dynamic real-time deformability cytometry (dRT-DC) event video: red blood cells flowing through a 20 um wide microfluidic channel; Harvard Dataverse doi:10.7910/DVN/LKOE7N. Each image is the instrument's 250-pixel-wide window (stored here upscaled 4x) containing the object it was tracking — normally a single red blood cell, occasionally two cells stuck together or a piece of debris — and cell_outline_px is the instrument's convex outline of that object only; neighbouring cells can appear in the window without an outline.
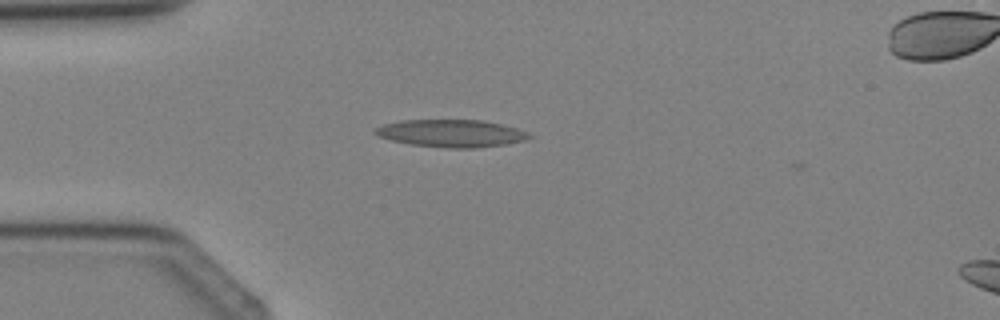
{"species": "Egyptian fruit bat (a non-hibernating species)", "species_latin": "Rousettus aegyptiacus", "temperature_condition": "cold", "stored_images_in_passage": 4, "camera_frame_rate_fps": 3000, "um_per_image_px": 0.085, "animal": {"sex": "female"}, "frame": {"image": 1, "passage_image": 3, "time_ms": 3.0, "image_size_px": [1000, 320], "cell_outline_px": [[536, 136], [524, 140], [504, 144], [476, 148], [448, 148], [412, 144], [392, 140], [380, 136], [372, 132], [372, 128], [384, 124], [400, 120], [480, 120], [500, 124], [516, 128], [528, 132]], "centroid_in_image_um": [38.35, 11.33], "position_along_channel_um": 46.6, "area_um2": 24.57}}